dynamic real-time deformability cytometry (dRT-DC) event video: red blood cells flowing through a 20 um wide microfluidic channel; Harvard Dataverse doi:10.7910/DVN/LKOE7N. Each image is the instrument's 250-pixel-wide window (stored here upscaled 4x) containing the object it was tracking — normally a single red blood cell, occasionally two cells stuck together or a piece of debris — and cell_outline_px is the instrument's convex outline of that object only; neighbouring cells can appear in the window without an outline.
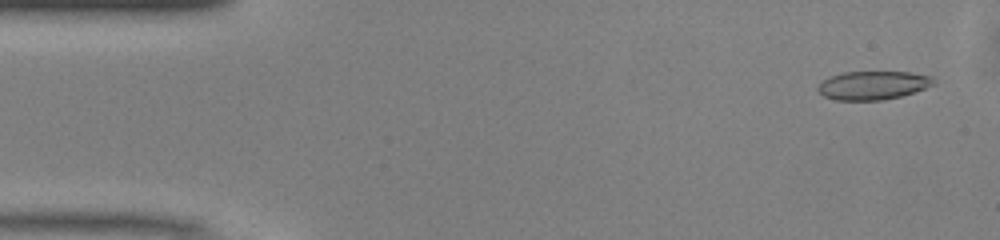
{"species": "common noctule bat (a hibernating species)", "species_latin": "Nyctalus noctula", "temperature_condition": "warm", "stored_images_in_passage": 11, "camera_frame_rate_fps": 3000, "um_per_image_px": 0.085, "animal": {"sex": "male", "body_mass_g": 13.0, "forearm_length_mm": 53.1}, "frame": {"image": 1, "passage_image": 2, "time_ms": 0.333, "image_size_px": [1000, 240], "cell_outline_px": [[936, 84], [900, 96], [880, 100], [836, 100], [824, 96], [816, 88], [824, 80], [840, 72], [912, 72], [932, 76], [936, 80]], "centroid_in_image_um": [74.23, 7.24], "position_along_channel_um": 10.8, "area_um2": 19.13}}